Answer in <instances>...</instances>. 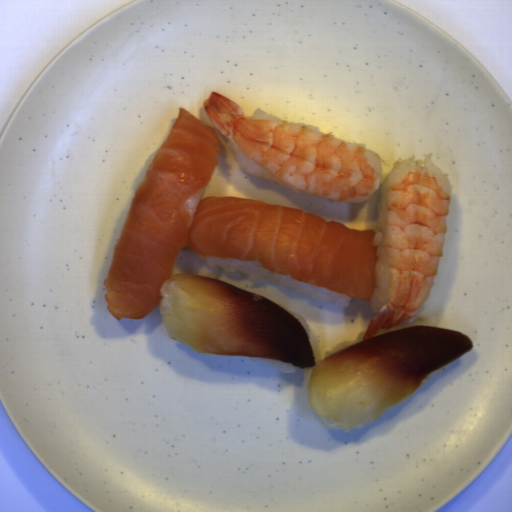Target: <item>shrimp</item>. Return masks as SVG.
Here are the masks:
<instances>
[{
    "label": "shrimp",
    "instance_id": "2",
    "mask_svg": "<svg viewBox=\"0 0 512 512\" xmlns=\"http://www.w3.org/2000/svg\"><path fill=\"white\" fill-rule=\"evenodd\" d=\"M452 181L432 157L397 162L386 188L387 303L363 340L406 325L425 305L447 239Z\"/></svg>",
    "mask_w": 512,
    "mask_h": 512
},
{
    "label": "shrimp",
    "instance_id": "1",
    "mask_svg": "<svg viewBox=\"0 0 512 512\" xmlns=\"http://www.w3.org/2000/svg\"><path fill=\"white\" fill-rule=\"evenodd\" d=\"M202 106L227 141L294 191L361 204L382 183L380 157L358 144L308 126L245 118L240 104L217 91Z\"/></svg>",
    "mask_w": 512,
    "mask_h": 512
}]
</instances>
